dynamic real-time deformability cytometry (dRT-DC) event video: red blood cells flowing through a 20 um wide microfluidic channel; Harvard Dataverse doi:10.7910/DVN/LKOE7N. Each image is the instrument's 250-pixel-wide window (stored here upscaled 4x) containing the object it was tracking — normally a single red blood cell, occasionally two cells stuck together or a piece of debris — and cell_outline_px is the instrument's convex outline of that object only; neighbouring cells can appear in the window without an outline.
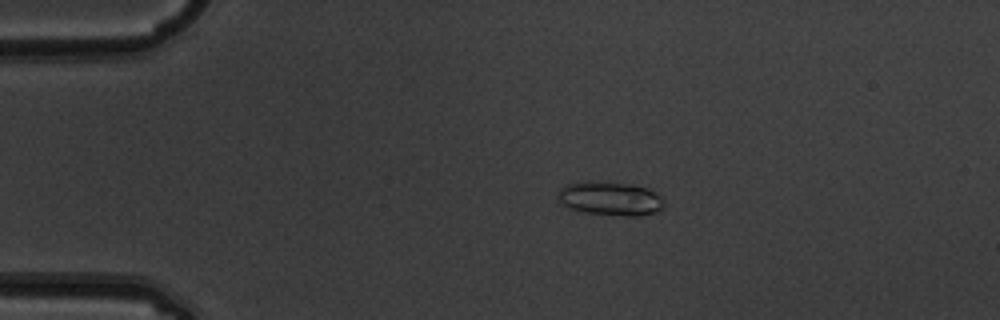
{"species": "common noctule bat (a hibernating species)", "species_latin": "Nyctalus noctula", "temperature_condition": "warm", "stored_images_in_passage": 9, "camera_frame_rate_fps": 3000, "um_per_image_px": 0.085, "animal": {"sex": "male", "body_mass_g": 19.5, "forearm_length_mm": 54.6}, "frame": {"image": 1, "passage_image": 4, "time_ms": 1.0, "image_size_px": [1000, 320], "cell_outline_px": [[664, 204], [656, 212], [636, 216], [624, 216], [584, 212], [568, 208], [556, 196], [560, 188], [568, 184], [588, 180], [628, 184], [648, 188], [660, 196], [664, 200]], "centroid_in_image_um": [51.85, 16.87], "position_along_channel_um": 33.2, "area_um2": 20.87}}
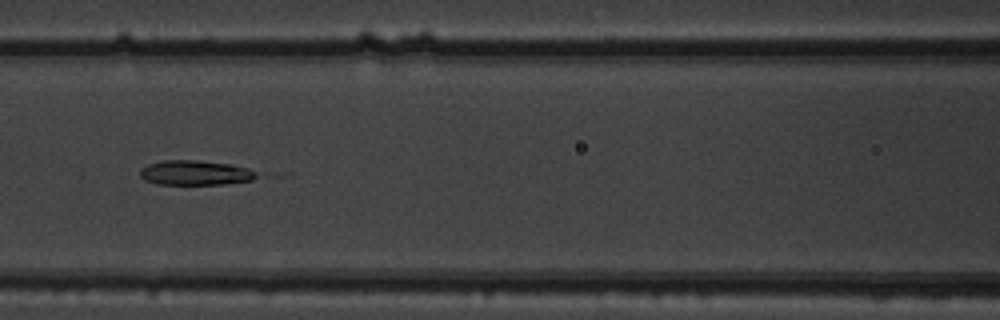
{"frame": {"image": 2, "passage_image": 7, "time_ms": 2.0, "image_size_px": [1000, 320], "cell_outline_px": [[260, 176], [252, 180], [224, 184], [156, 184], [144, 180], [140, 176], [140, 168], [148, 164], [160, 160], [196, 160], [232, 164], [248, 168], [256, 172]], "centroid_in_image_um": [16.59, 14.68], "position_along_channel_um": 150.0, "area_um2": 16.99}}
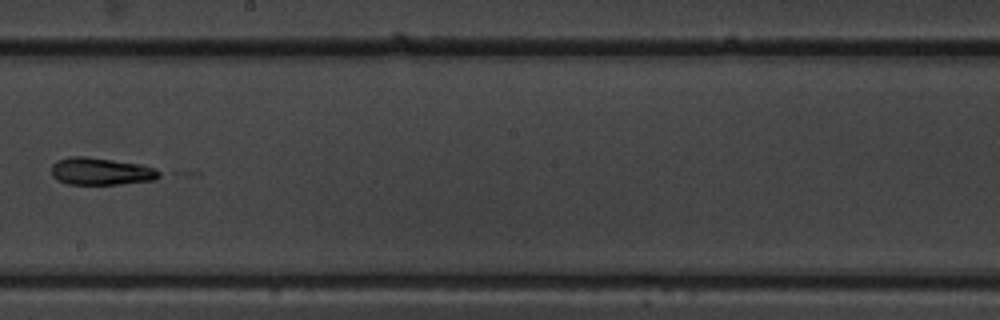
{"frame": {"image": 3, "passage_image": 9, "time_ms": 2.667, "image_size_px": [1000, 320], "cell_outline_px": [[160, 176], [156, 180], [120, 184], [68, 184], [56, 180], [52, 176], [52, 164], [56, 160], [68, 156], [84, 156], [140, 164], [152, 168], [160, 172]], "centroid_in_image_um": [8.54, 14.57], "position_along_channel_um": 239.7, "area_um2": 17.17}}